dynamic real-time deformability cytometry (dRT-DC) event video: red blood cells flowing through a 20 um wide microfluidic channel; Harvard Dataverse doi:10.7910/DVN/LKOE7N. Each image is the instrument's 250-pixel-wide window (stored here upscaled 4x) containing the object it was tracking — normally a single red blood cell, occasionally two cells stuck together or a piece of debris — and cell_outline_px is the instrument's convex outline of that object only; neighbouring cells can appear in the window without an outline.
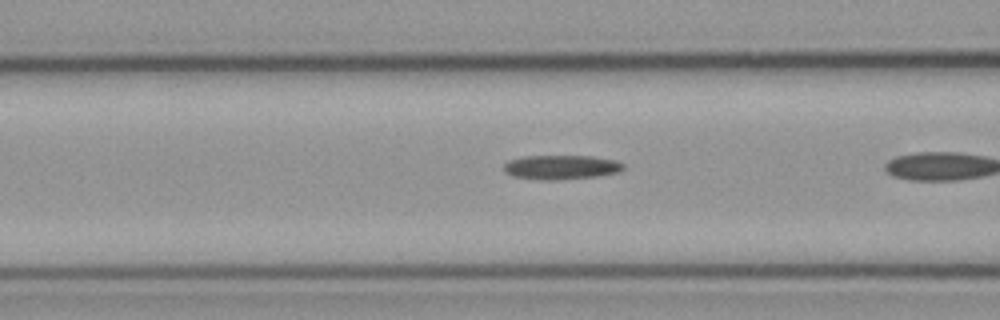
{"species": "common noctule bat (a hibernating species)", "species_latin": "Nyctalus noctula", "temperature_condition": "cold", "stored_images_in_passage": 7, "camera_frame_rate_fps": 3000, "um_per_image_px": 0.085, "animal": {"sex": "male", "body_mass_g": 23.1, "forearm_length_mm": 52.7}, "frame": {"image": 1, "passage_image": 5, "time_ms": 1.333, "image_size_px": [1000, 320], "cell_outline_px": [[624, 168], [616, 172], [596, 176], [552, 180], [540, 180], [512, 176], [504, 172], [504, 164], [508, 160], [524, 156], [592, 156], [616, 160], [624, 164]], "centroid_in_image_um": [47.65, 14.2], "position_along_channel_um": 118.9, "area_um2": 16.88}}